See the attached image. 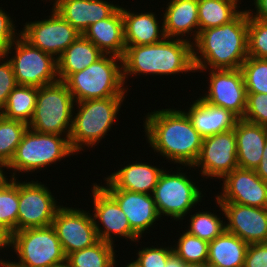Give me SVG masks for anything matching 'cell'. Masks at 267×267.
<instances>
[{
    "instance_id": "1",
    "label": "cell",
    "mask_w": 267,
    "mask_h": 267,
    "mask_svg": "<svg viewBox=\"0 0 267 267\" xmlns=\"http://www.w3.org/2000/svg\"><path fill=\"white\" fill-rule=\"evenodd\" d=\"M143 119L144 137L157 156H163L174 165H194L203 137L183 110L177 107L156 109L148 112Z\"/></svg>"
},
{
    "instance_id": "2",
    "label": "cell",
    "mask_w": 267,
    "mask_h": 267,
    "mask_svg": "<svg viewBox=\"0 0 267 267\" xmlns=\"http://www.w3.org/2000/svg\"><path fill=\"white\" fill-rule=\"evenodd\" d=\"M248 11L222 26L201 30L192 43L195 69H238L248 57Z\"/></svg>"
},
{
    "instance_id": "3",
    "label": "cell",
    "mask_w": 267,
    "mask_h": 267,
    "mask_svg": "<svg viewBox=\"0 0 267 267\" xmlns=\"http://www.w3.org/2000/svg\"><path fill=\"white\" fill-rule=\"evenodd\" d=\"M124 85L140 75L172 76L195 73L192 43L165 37L162 41L140 46H126L122 58ZM127 80V81H126Z\"/></svg>"
},
{
    "instance_id": "4",
    "label": "cell",
    "mask_w": 267,
    "mask_h": 267,
    "mask_svg": "<svg viewBox=\"0 0 267 267\" xmlns=\"http://www.w3.org/2000/svg\"><path fill=\"white\" fill-rule=\"evenodd\" d=\"M125 99V97H108L75 102L69 140L76 155L86 148H95L106 138L107 133L117 122Z\"/></svg>"
},
{
    "instance_id": "5",
    "label": "cell",
    "mask_w": 267,
    "mask_h": 267,
    "mask_svg": "<svg viewBox=\"0 0 267 267\" xmlns=\"http://www.w3.org/2000/svg\"><path fill=\"white\" fill-rule=\"evenodd\" d=\"M63 82L75 102L125 97L129 90L123 81L122 58L108 54L82 71L70 74Z\"/></svg>"
},
{
    "instance_id": "6",
    "label": "cell",
    "mask_w": 267,
    "mask_h": 267,
    "mask_svg": "<svg viewBox=\"0 0 267 267\" xmlns=\"http://www.w3.org/2000/svg\"><path fill=\"white\" fill-rule=\"evenodd\" d=\"M75 154L69 136L39 133L28 128L17 146L13 159L6 166V171L10 172V178H18L17 174L20 172L23 175L40 172Z\"/></svg>"
},
{
    "instance_id": "7",
    "label": "cell",
    "mask_w": 267,
    "mask_h": 267,
    "mask_svg": "<svg viewBox=\"0 0 267 267\" xmlns=\"http://www.w3.org/2000/svg\"><path fill=\"white\" fill-rule=\"evenodd\" d=\"M192 166H176V171L164 169L152 193L155 205L161 218L170 217L171 220L182 221L203 200V189L195 183L188 172ZM172 172V173H171ZM188 174V176L186 175ZM192 177V179H191ZM200 202V204H199ZM163 215V216H162Z\"/></svg>"
},
{
    "instance_id": "8",
    "label": "cell",
    "mask_w": 267,
    "mask_h": 267,
    "mask_svg": "<svg viewBox=\"0 0 267 267\" xmlns=\"http://www.w3.org/2000/svg\"><path fill=\"white\" fill-rule=\"evenodd\" d=\"M75 100L63 81L38 88L28 128L39 133L70 136Z\"/></svg>"
},
{
    "instance_id": "9",
    "label": "cell",
    "mask_w": 267,
    "mask_h": 267,
    "mask_svg": "<svg viewBox=\"0 0 267 267\" xmlns=\"http://www.w3.org/2000/svg\"><path fill=\"white\" fill-rule=\"evenodd\" d=\"M11 251L15 258L7 267H52L66 261L60 240L52 226L13 232ZM18 261V262H17Z\"/></svg>"
},
{
    "instance_id": "10",
    "label": "cell",
    "mask_w": 267,
    "mask_h": 267,
    "mask_svg": "<svg viewBox=\"0 0 267 267\" xmlns=\"http://www.w3.org/2000/svg\"><path fill=\"white\" fill-rule=\"evenodd\" d=\"M5 55L12 64L18 85L39 88L59 81L57 59L32 46L21 35L7 48Z\"/></svg>"
},
{
    "instance_id": "11",
    "label": "cell",
    "mask_w": 267,
    "mask_h": 267,
    "mask_svg": "<svg viewBox=\"0 0 267 267\" xmlns=\"http://www.w3.org/2000/svg\"><path fill=\"white\" fill-rule=\"evenodd\" d=\"M53 194L41 181L19 180L17 231L52 225L57 210L62 206Z\"/></svg>"
},
{
    "instance_id": "12",
    "label": "cell",
    "mask_w": 267,
    "mask_h": 267,
    "mask_svg": "<svg viewBox=\"0 0 267 267\" xmlns=\"http://www.w3.org/2000/svg\"><path fill=\"white\" fill-rule=\"evenodd\" d=\"M208 73V88L200 97L207 103L230 110L240 119L247 105V90L240 68L238 69H195Z\"/></svg>"
},
{
    "instance_id": "13",
    "label": "cell",
    "mask_w": 267,
    "mask_h": 267,
    "mask_svg": "<svg viewBox=\"0 0 267 267\" xmlns=\"http://www.w3.org/2000/svg\"><path fill=\"white\" fill-rule=\"evenodd\" d=\"M91 189L92 217L99 240L116 245L115 237H123L139 243L141 238L131 229L117 201L99 183H93Z\"/></svg>"
},
{
    "instance_id": "14",
    "label": "cell",
    "mask_w": 267,
    "mask_h": 267,
    "mask_svg": "<svg viewBox=\"0 0 267 267\" xmlns=\"http://www.w3.org/2000/svg\"><path fill=\"white\" fill-rule=\"evenodd\" d=\"M50 13L47 19L22 24L24 27L21 28L20 35L32 46L58 59L81 34L54 8H51Z\"/></svg>"
},
{
    "instance_id": "15",
    "label": "cell",
    "mask_w": 267,
    "mask_h": 267,
    "mask_svg": "<svg viewBox=\"0 0 267 267\" xmlns=\"http://www.w3.org/2000/svg\"><path fill=\"white\" fill-rule=\"evenodd\" d=\"M237 167L236 135L232 129L203 138L200 154L192 170L198 169L196 173L199 171L203 179L215 178L216 181Z\"/></svg>"
},
{
    "instance_id": "16",
    "label": "cell",
    "mask_w": 267,
    "mask_h": 267,
    "mask_svg": "<svg viewBox=\"0 0 267 267\" xmlns=\"http://www.w3.org/2000/svg\"><path fill=\"white\" fill-rule=\"evenodd\" d=\"M77 208L62 205L51 225L66 256L99 241L92 213L86 211L87 208Z\"/></svg>"
},
{
    "instance_id": "17",
    "label": "cell",
    "mask_w": 267,
    "mask_h": 267,
    "mask_svg": "<svg viewBox=\"0 0 267 267\" xmlns=\"http://www.w3.org/2000/svg\"><path fill=\"white\" fill-rule=\"evenodd\" d=\"M221 181L222 192L215 196L220 203L267 208V182L255 170L237 167Z\"/></svg>"
},
{
    "instance_id": "18",
    "label": "cell",
    "mask_w": 267,
    "mask_h": 267,
    "mask_svg": "<svg viewBox=\"0 0 267 267\" xmlns=\"http://www.w3.org/2000/svg\"><path fill=\"white\" fill-rule=\"evenodd\" d=\"M225 213L226 231L247 244L267 242V208L237 203H221Z\"/></svg>"
},
{
    "instance_id": "19",
    "label": "cell",
    "mask_w": 267,
    "mask_h": 267,
    "mask_svg": "<svg viewBox=\"0 0 267 267\" xmlns=\"http://www.w3.org/2000/svg\"><path fill=\"white\" fill-rule=\"evenodd\" d=\"M125 213L131 229L141 238L161 221L153 196L123 189H105ZM155 222V223H154Z\"/></svg>"
},
{
    "instance_id": "20",
    "label": "cell",
    "mask_w": 267,
    "mask_h": 267,
    "mask_svg": "<svg viewBox=\"0 0 267 267\" xmlns=\"http://www.w3.org/2000/svg\"><path fill=\"white\" fill-rule=\"evenodd\" d=\"M130 162L127 165L124 163L115 172L106 175L103 179L105 183L101 186L104 189H123L137 193L152 195L156 187L159 177L165 167L159 168L146 162L137 161Z\"/></svg>"
},
{
    "instance_id": "21",
    "label": "cell",
    "mask_w": 267,
    "mask_h": 267,
    "mask_svg": "<svg viewBox=\"0 0 267 267\" xmlns=\"http://www.w3.org/2000/svg\"><path fill=\"white\" fill-rule=\"evenodd\" d=\"M166 5L161 14L165 36L193 43L199 33L198 0H169Z\"/></svg>"
},
{
    "instance_id": "22",
    "label": "cell",
    "mask_w": 267,
    "mask_h": 267,
    "mask_svg": "<svg viewBox=\"0 0 267 267\" xmlns=\"http://www.w3.org/2000/svg\"><path fill=\"white\" fill-rule=\"evenodd\" d=\"M119 7L108 0H61L54 9L82 35L88 26L109 18Z\"/></svg>"
},
{
    "instance_id": "23",
    "label": "cell",
    "mask_w": 267,
    "mask_h": 267,
    "mask_svg": "<svg viewBox=\"0 0 267 267\" xmlns=\"http://www.w3.org/2000/svg\"><path fill=\"white\" fill-rule=\"evenodd\" d=\"M187 109H182L192 122L196 131L204 138L235 128L240 119L230 110L213 106L204 101L200 96L192 100Z\"/></svg>"
},
{
    "instance_id": "24",
    "label": "cell",
    "mask_w": 267,
    "mask_h": 267,
    "mask_svg": "<svg viewBox=\"0 0 267 267\" xmlns=\"http://www.w3.org/2000/svg\"><path fill=\"white\" fill-rule=\"evenodd\" d=\"M121 6L124 22V39L126 46H140L155 44L162 41L164 33L163 16L159 17L155 12H134ZM129 10V11H128ZM160 21V22H159ZM161 24V25H160Z\"/></svg>"
},
{
    "instance_id": "25",
    "label": "cell",
    "mask_w": 267,
    "mask_h": 267,
    "mask_svg": "<svg viewBox=\"0 0 267 267\" xmlns=\"http://www.w3.org/2000/svg\"><path fill=\"white\" fill-rule=\"evenodd\" d=\"M234 132L236 135L237 162L240 168L252 169L263 159L267 140V127L239 119Z\"/></svg>"
},
{
    "instance_id": "26",
    "label": "cell",
    "mask_w": 267,
    "mask_h": 267,
    "mask_svg": "<svg viewBox=\"0 0 267 267\" xmlns=\"http://www.w3.org/2000/svg\"><path fill=\"white\" fill-rule=\"evenodd\" d=\"M82 35L103 54L123 58L126 44L121 6L109 18L88 26Z\"/></svg>"
},
{
    "instance_id": "27",
    "label": "cell",
    "mask_w": 267,
    "mask_h": 267,
    "mask_svg": "<svg viewBox=\"0 0 267 267\" xmlns=\"http://www.w3.org/2000/svg\"><path fill=\"white\" fill-rule=\"evenodd\" d=\"M248 246L238 236L225 230L209 242L207 266L244 267Z\"/></svg>"
},
{
    "instance_id": "28",
    "label": "cell",
    "mask_w": 267,
    "mask_h": 267,
    "mask_svg": "<svg viewBox=\"0 0 267 267\" xmlns=\"http://www.w3.org/2000/svg\"><path fill=\"white\" fill-rule=\"evenodd\" d=\"M102 55L94 43L80 35L57 59L59 81H64L70 74L87 68Z\"/></svg>"
},
{
    "instance_id": "29",
    "label": "cell",
    "mask_w": 267,
    "mask_h": 267,
    "mask_svg": "<svg viewBox=\"0 0 267 267\" xmlns=\"http://www.w3.org/2000/svg\"><path fill=\"white\" fill-rule=\"evenodd\" d=\"M241 0H198L199 31L232 21L243 9Z\"/></svg>"
},
{
    "instance_id": "30",
    "label": "cell",
    "mask_w": 267,
    "mask_h": 267,
    "mask_svg": "<svg viewBox=\"0 0 267 267\" xmlns=\"http://www.w3.org/2000/svg\"><path fill=\"white\" fill-rule=\"evenodd\" d=\"M38 87L17 85L9 94L5 107L0 114L12 120L26 123L32 120Z\"/></svg>"
},
{
    "instance_id": "31",
    "label": "cell",
    "mask_w": 267,
    "mask_h": 267,
    "mask_svg": "<svg viewBox=\"0 0 267 267\" xmlns=\"http://www.w3.org/2000/svg\"><path fill=\"white\" fill-rule=\"evenodd\" d=\"M218 208H220L218 211H222L219 214L223 215L224 218L216 214L214 210L210 212L207 209L205 211L199 209L193 214H188L190 216L188 223V228L185 229L186 232H188L190 235L196 236L202 240L205 241H213L216 237L221 235L226 230V224H225V213L223 210V207L221 203L218 200H214ZM222 219V220H221ZM224 219V220H223Z\"/></svg>"
},
{
    "instance_id": "32",
    "label": "cell",
    "mask_w": 267,
    "mask_h": 267,
    "mask_svg": "<svg viewBox=\"0 0 267 267\" xmlns=\"http://www.w3.org/2000/svg\"><path fill=\"white\" fill-rule=\"evenodd\" d=\"M114 246L99 240L90 247L68 254L66 261L71 267H113L117 253Z\"/></svg>"
},
{
    "instance_id": "33",
    "label": "cell",
    "mask_w": 267,
    "mask_h": 267,
    "mask_svg": "<svg viewBox=\"0 0 267 267\" xmlns=\"http://www.w3.org/2000/svg\"><path fill=\"white\" fill-rule=\"evenodd\" d=\"M27 129L26 123L7 119L0 114V161L5 166L13 159Z\"/></svg>"
},
{
    "instance_id": "34",
    "label": "cell",
    "mask_w": 267,
    "mask_h": 267,
    "mask_svg": "<svg viewBox=\"0 0 267 267\" xmlns=\"http://www.w3.org/2000/svg\"><path fill=\"white\" fill-rule=\"evenodd\" d=\"M19 180L7 178L0 185V222L12 232L17 231Z\"/></svg>"
},
{
    "instance_id": "35",
    "label": "cell",
    "mask_w": 267,
    "mask_h": 267,
    "mask_svg": "<svg viewBox=\"0 0 267 267\" xmlns=\"http://www.w3.org/2000/svg\"><path fill=\"white\" fill-rule=\"evenodd\" d=\"M173 244V251L187 265H207L209 242L184 231Z\"/></svg>"
},
{
    "instance_id": "36",
    "label": "cell",
    "mask_w": 267,
    "mask_h": 267,
    "mask_svg": "<svg viewBox=\"0 0 267 267\" xmlns=\"http://www.w3.org/2000/svg\"><path fill=\"white\" fill-rule=\"evenodd\" d=\"M240 70L247 93L267 94V59L248 56Z\"/></svg>"
},
{
    "instance_id": "37",
    "label": "cell",
    "mask_w": 267,
    "mask_h": 267,
    "mask_svg": "<svg viewBox=\"0 0 267 267\" xmlns=\"http://www.w3.org/2000/svg\"><path fill=\"white\" fill-rule=\"evenodd\" d=\"M248 56L267 59V22L248 14Z\"/></svg>"
},
{
    "instance_id": "38",
    "label": "cell",
    "mask_w": 267,
    "mask_h": 267,
    "mask_svg": "<svg viewBox=\"0 0 267 267\" xmlns=\"http://www.w3.org/2000/svg\"><path fill=\"white\" fill-rule=\"evenodd\" d=\"M143 246L137 250L135 254V260L140 264L141 267H165L169 255L173 252V246L171 245H160ZM170 246V247H169Z\"/></svg>"
},
{
    "instance_id": "39",
    "label": "cell",
    "mask_w": 267,
    "mask_h": 267,
    "mask_svg": "<svg viewBox=\"0 0 267 267\" xmlns=\"http://www.w3.org/2000/svg\"><path fill=\"white\" fill-rule=\"evenodd\" d=\"M242 119L267 127V94L247 93L246 111Z\"/></svg>"
},
{
    "instance_id": "40",
    "label": "cell",
    "mask_w": 267,
    "mask_h": 267,
    "mask_svg": "<svg viewBox=\"0 0 267 267\" xmlns=\"http://www.w3.org/2000/svg\"><path fill=\"white\" fill-rule=\"evenodd\" d=\"M17 85L11 62L5 54L0 55V112L5 107L10 92Z\"/></svg>"
},
{
    "instance_id": "41",
    "label": "cell",
    "mask_w": 267,
    "mask_h": 267,
    "mask_svg": "<svg viewBox=\"0 0 267 267\" xmlns=\"http://www.w3.org/2000/svg\"><path fill=\"white\" fill-rule=\"evenodd\" d=\"M2 8L0 7V55L5 54L7 48L20 36V30L11 14Z\"/></svg>"
},
{
    "instance_id": "42",
    "label": "cell",
    "mask_w": 267,
    "mask_h": 267,
    "mask_svg": "<svg viewBox=\"0 0 267 267\" xmlns=\"http://www.w3.org/2000/svg\"><path fill=\"white\" fill-rule=\"evenodd\" d=\"M244 267H267V243L249 244Z\"/></svg>"
},
{
    "instance_id": "43",
    "label": "cell",
    "mask_w": 267,
    "mask_h": 267,
    "mask_svg": "<svg viewBox=\"0 0 267 267\" xmlns=\"http://www.w3.org/2000/svg\"><path fill=\"white\" fill-rule=\"evenodd\" d=\"M251 5L255 7L254 10L247 9L248 14L254 19L267 22V0H253Z\"/></svg>"
},
{
    "instance_id": "44",
    "label": "cell",
    "mask_w": 267,
    "mask_h": 267,
    "mask_svg": "<svg viewBox=\"0 0 267 267\" xmlns=\"http://www.w3.org/2000/svg\"><path fill=\"white\" fill-rule=\"evenodd\" d=\"M13 232L0 222V253L11 250L12 247ZM3 250V251H2Z\"/></svg>"
},
{
    "instance_id": "45",
    "label": "cell",
    "mask_w": 267,
    "mask_h": 267,
    "mask_svg": "<svg viewBox=\"0 0 267 267\" xmlns=\"http://www.w3.org/2000/svg\"><path fill=\"white\" fill-rule=\"evenodd\" d=\"M255 172L263 181L267 182V140L264 145L263 159L255 168Z\"/></svg>"
},
{
    "instance_id": "46",
    "label": "cell",
    "mask_w": 267,
    "mask_h": 267,
    "mask_svg": "<svg viewBox=\"0 0 267 267\" xmlns=\"http://www.w3.org/2000/svg\"><path fill=\"white\" fill-rule=\"evenodd\" d=\"M187 264L173 251L166 262L165 267H186Z\"/></svg>"
},
{
    "instance_id": "47",
    "label": "cell",
    "mask_w": 267,
    "mask_h": 267,
    "mask_svg": "<svg viewBox=\"0 0 267 267\" xmlns=\"http://www.w3.org/2000/svg\"><path fill=\"white\" fill-rule=\"evenodd\" d=\"M117 257L118 256L116 255L114 263H113V267H117L119 265V263L117 264L118 261H116V260H118V259H116ZM129 262L126 263V265H122L121 267H123V266L124 267H141L140 264L136 260H134L133 258H131V260Z\"/></svg>"
},
{
    "instance_id": "48",
    "label": "cell",
    "mask_w": 267,
    "mask_h": 267,
    "mask_svg": "<svg viewBox=\"0 0 267 267\" xmlns=\"http://www.w3.org/2000/svg\"><path fill=\"white\" fill-rule=\"evenodd\" d=\"M6 166L0 161V185L7 179Z\"/></svg>"
},
{
    "instance_id": "49",
    "label": "cell",
    "mask_w": 267,
    "mask_h": 267,
    "mask_svg": "<svg viewBox=\"0 0 267 267\" xmlns=\"http://www.w3.org/2000/svg\"><path fill=\"white\" fill-rule=\"evenodd\" d=\"M0 257V267H7V257L4 256L6 259L4 257L2 258V256Z\"/></svg>"
},
{
    "instance_id": "50",
    "label": "cell",
    "mask_w": 267,
    "mask_h": 267,
    "mask_svg": "<svg viewBox=\"0 0 267 267\" xmlns=\"http://www.w3.org/2000/svg\"><path fill=\"white\" fill-rule=\"evenodd\" d=\"M52 267H71L70 264L65 261L63 263L57 264V265H53Z\"/></svg>"
},
{
    "instance_id": "51",
    "label": "cell",
    "mask_w": 267,
    "mask_h": 267,
    "mask_svg": "<svg viewBox=\"0 0 267 267\" xmlns=\"http://www.w3.org/2000/svg\"><path fill=\"white\" fill-rule=\"evenodd\" d=\"M41 1H43V3H44V1L45 0H41ZM61 0H49L48 2L50 3V4H52V2H53V6H52V8H54L59 2H60ZM46 2H47V0H46Z\"/></svg>"
},
{
    "instance_id": "52",
    "label": "cell",
    "mask_w": 267,
    "mask_h": 267,
    "mask_svg": "<svg viewBox=\"0 0 267 267\" xmlns=\"http://www.w3.org/2000/svg\"><path fill=\"white\" fill-rule=\"evenodd\" d=\"M186 267H207V265H195V264H191V265H187Z\"/></svg>"
}]
</instances>
